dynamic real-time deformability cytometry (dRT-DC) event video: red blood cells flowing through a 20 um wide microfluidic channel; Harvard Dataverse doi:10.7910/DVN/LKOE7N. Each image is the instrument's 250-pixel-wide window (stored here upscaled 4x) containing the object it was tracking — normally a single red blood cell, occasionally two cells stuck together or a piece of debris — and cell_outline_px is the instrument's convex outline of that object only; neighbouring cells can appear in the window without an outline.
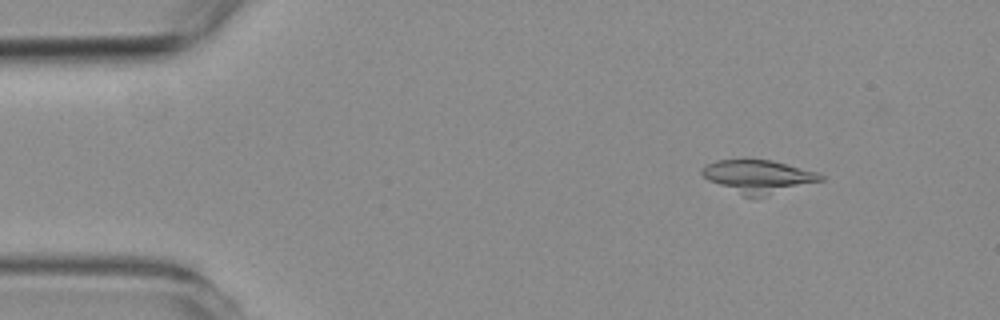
{"species": "common noctule bat (a hibernating species)", "species_latin": "Nyctalus noctula", "temperature_condition": "room temperature", "stored_images_in_passage": 57, "camera_frame_rate_fps": 3000, "um_per_image_px": 0.085, "animal": {"sex": "female", "body_mass_g": 19.3, "forearm_length_mm": 54.1}, "frame": {"image": 1, "passage_image": 7, "time_ms": 2.0, "image_size_px": [1000, 320], "cell_outline_px": [[824, 180], [764, 196], [744, 196], [708, 180], [700, 172], [708, 164], [716, 160], [744, 156], [748, 156], [772, 160], [816, 172], [824, 176]], "centroid_in_image_um": [64.42, 14.94], "position_along_channel_um": 20.6, "area_um2": 23.12}}
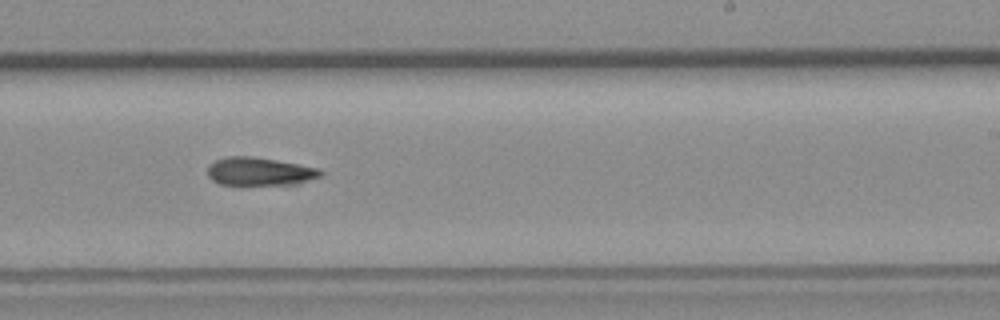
{"frame": {"image": 2, "passage_image": 34, "time_ms": 11.0, "image_size_px": [1000, 320], "cell_outline_px": [[324, 172], [320, 176], [296, 184], [220, 184], [212, 180], [208, 176], [208, 168], [216, 160], [228, 156], [252, 156], [276, 160], [320, 168]], "centroid_in_image_um": [22.08, 14.56], "position_along_channel_um": 266.9, "area_um2": 18.26}}
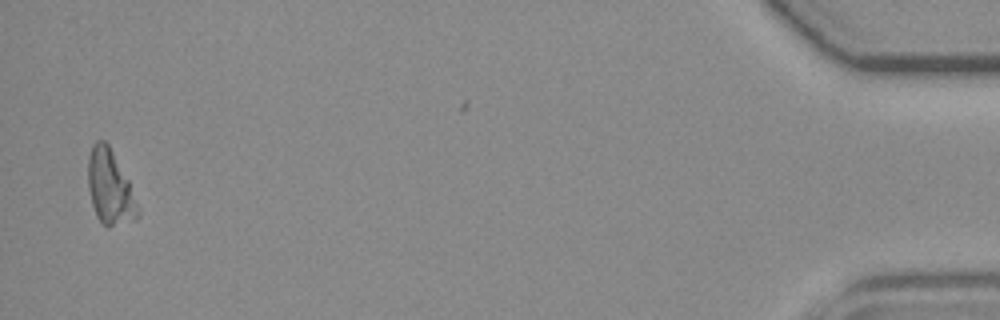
{"frame": {"image": 3, "passage_image": 55, "time_ms": 18.0, "image_size_px": [1000, 320], "cell_outline_px": [[140, 216], [136, 220], [108, 228], [96, 216], [92, 204], [88, 188], [88, 156], [92, 144], [96, 140], [104, 140], [108, 144], [128, 180], [140, 208]], "centroid_in_image_um": [9.35, 15.96], "position_along_channel_um": 425.8, "area_um2": 21.73}, "authors_computed_cell_mechanics": {"area_um2": 20.5768, "velocity_mm_per_s": 3.6365, "shape_relaxation_time_tau1_ms": null, "shape_relaxation_time_tau2_ms": 4.4915, "deformation_change_tau1": null, "deformation_change_tau2": 0.0789}}